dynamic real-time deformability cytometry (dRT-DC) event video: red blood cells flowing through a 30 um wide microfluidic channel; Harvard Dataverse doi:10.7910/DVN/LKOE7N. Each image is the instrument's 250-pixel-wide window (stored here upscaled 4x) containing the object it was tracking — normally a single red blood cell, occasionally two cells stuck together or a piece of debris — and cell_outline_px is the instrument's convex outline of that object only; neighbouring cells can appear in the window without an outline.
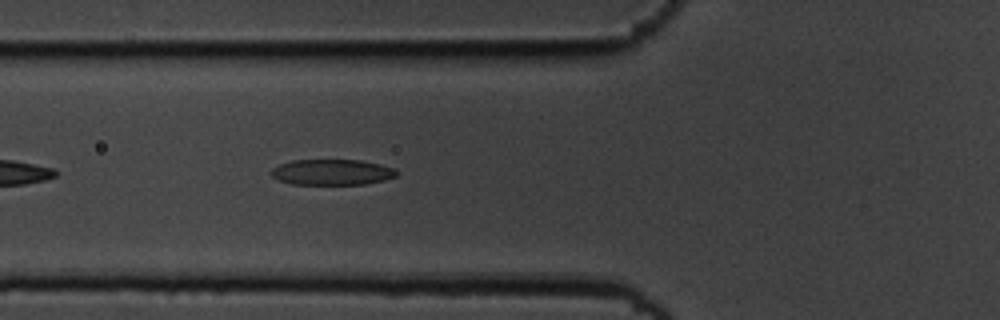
{"species": "common noctule bat (a hibernating species)", "species_latin": "Nyctalus noctula", "temperature_condition": "cold", "stored_images_in_passage": 9, "camera_frame_rate_fps": 3000, "um_per_image_px": 0.085, "animal": {"sex": "male", "body_mass_g": 19.5, "forearm_length_mm": 54.6}, "frame": {"image": 1, "passage_image": 6, "time_ms": 1.667, "image_size_px": [1000, 320], "cell_outline_px": [[400, 172], [396, 176], [384, 180], [364, 184], [292, 184], [280, 180], [272, 176], [272, 168], [280, 164], [292, 160], [360, 160], [380, 164], [396, 168]], "centroid_in_image_um": [28.27, 14.63], "position_along_channel_um": 97.5, "area_um2": 18.79}}